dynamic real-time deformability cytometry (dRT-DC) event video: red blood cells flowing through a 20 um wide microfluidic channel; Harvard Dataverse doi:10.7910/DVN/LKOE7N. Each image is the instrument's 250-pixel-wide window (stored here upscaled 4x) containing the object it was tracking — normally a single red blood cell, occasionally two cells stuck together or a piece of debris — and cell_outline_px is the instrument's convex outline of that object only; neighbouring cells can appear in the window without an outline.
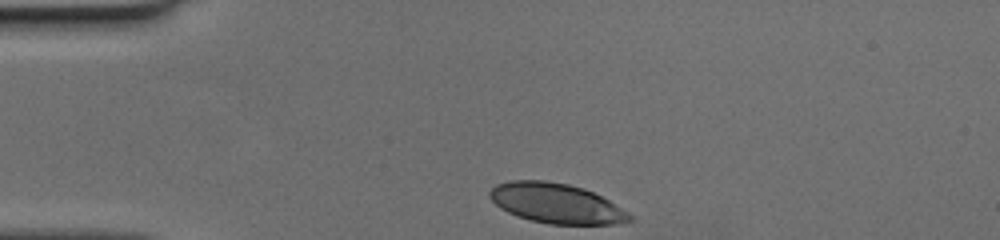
{"species": "human", "species_latin": "Homo sapiens", "temperature_condition": "cold", "stored_images_in_passage": 29, "camera_frame_rate_fps": 3000, "um_per_image_px": 0.085, "donor": {"sex": "female"}, "frame": {"image": 1, "passage_image": 1, "time_ms": 0.0, "image_size_px": [1000, 240], "cell_outline_px": [[636, 220], [616, 224], [548, 224], [516, 216], [500, 208], [488, 196], [488, 192], [496, 184], [512, 180], [544, 180], [568, 184], [592, 192], [608, 200], [628, 212]], "centroid_in_image_um": [47.27, 17.29], "position_along_channel_um": 37.7, "area_um2": 32.43}}
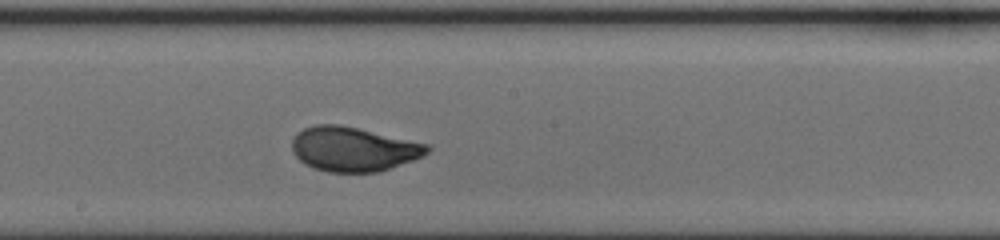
{"frame": {"image": 2, "passage_image": 17, "time_ms": 5.333, "image_size_px": [1000, 240], "cell_outline_px": [[432, 148], [424, 156], [380, 172], [328, 172], [304, 164], [292, 152], [292, 140], [296, 132], [304, 128], [316, 124], [340, 124], [428, 144]], "centroid_in_image_um": [30.03, 12.67], "position_along_channel_um": 218.2, "area_um2": 35.08}}
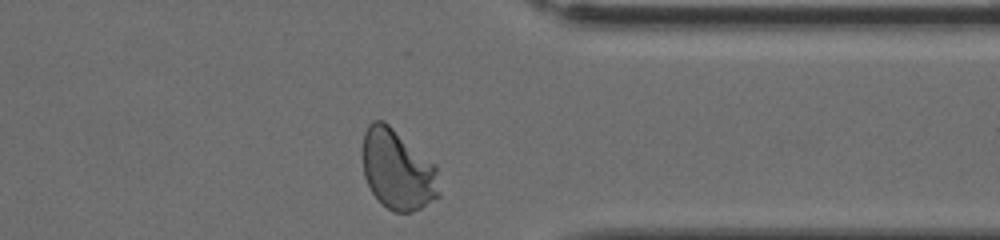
{"frame": {"image": 3, "passage_image": 29, "time_ms": 9.333, "image_size_px": [1000, 240], "cell_outline_px": [[440, 196], [420, 208], [412, 212], [392, 212], [380, 204], [372, 192], [364, 176], [364, 132], [368, 124], [372, 120], [384, 120], [436, 164]], "centroid_in_image_um": [33.81, 14.43], "position_along_channel_um": 377.6, "area_um2": 35.89}}